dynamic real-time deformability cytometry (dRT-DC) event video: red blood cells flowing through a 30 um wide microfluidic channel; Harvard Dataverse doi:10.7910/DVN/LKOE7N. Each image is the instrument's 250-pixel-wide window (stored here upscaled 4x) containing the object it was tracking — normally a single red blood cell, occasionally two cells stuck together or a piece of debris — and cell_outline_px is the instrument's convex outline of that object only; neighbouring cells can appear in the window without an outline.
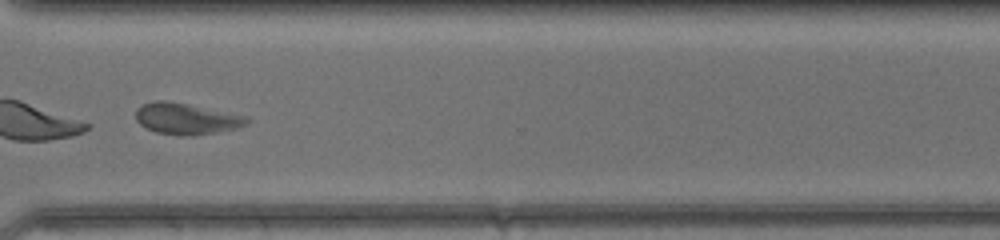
{"species": "common noctule bat (a hibernating species)", "species_latin": "Nyctalus noctula", "temperature_condition": "warm", "stored_images_in_passage": 30, "camera_frame_rate_fps": 3000, "um_per_image_px": 0.085, "animal": {"sex": "female", "body_mass_g": 17.0, "forearm_length_mm": 48.0}, "frame": {"image": 1, "passage_image": 22, "time_ms": 7.0, "image_size_px": [1000, 240], "cell_outline_px": [[252, 120], [248, 124], [236, 128], [216, 132], [192, 136], [180, 136], [156, 132], [144, 128], [136, 120], [136, 108], [144, 104], [156, 100], [160, 100], [188, 104], [244, 116]], "centroid_in_image_um": [15.81, 10.11], "position_along_channel_um": 354.8, "area_um2": 20.11}}